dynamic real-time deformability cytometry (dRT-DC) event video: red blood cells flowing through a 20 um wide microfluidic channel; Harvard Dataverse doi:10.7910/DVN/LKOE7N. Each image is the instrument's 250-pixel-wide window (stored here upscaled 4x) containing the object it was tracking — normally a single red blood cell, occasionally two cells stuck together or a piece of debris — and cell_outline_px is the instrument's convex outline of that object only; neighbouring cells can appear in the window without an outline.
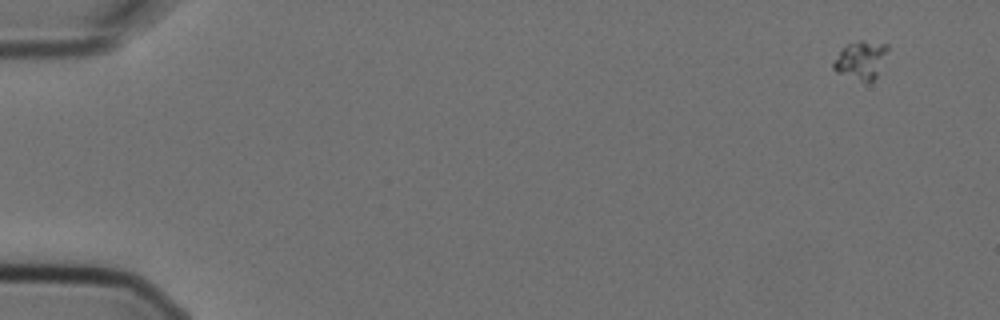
{"species": "Egyptian fruit bat (a non-hibernating species)", "species_latin": "Rousettus aegyptiacus", "temperature_condition": "cold", "stored_images_in_passage": 10, "camera_frame_rate_fps": 3000, "um_per_image_px": 0.085, "animal": {"sex": "female"}, "frame": {"image": 1, "passage_image": 1, "time_ms": 0.0, "image_size_px": [1000, 320], "cell_outline_px": [[888, 48], [876, 76], [872, 80], [860, 80], [836, 72], [832, 68], [832, 64], [840, 52], [848, 44], [856, 40], [860, 40], [888, 44]], "centroid_in_image_um": [73.16, 5.07], "position_along_channel_um": 11.8, "area_um2": 11.56}}
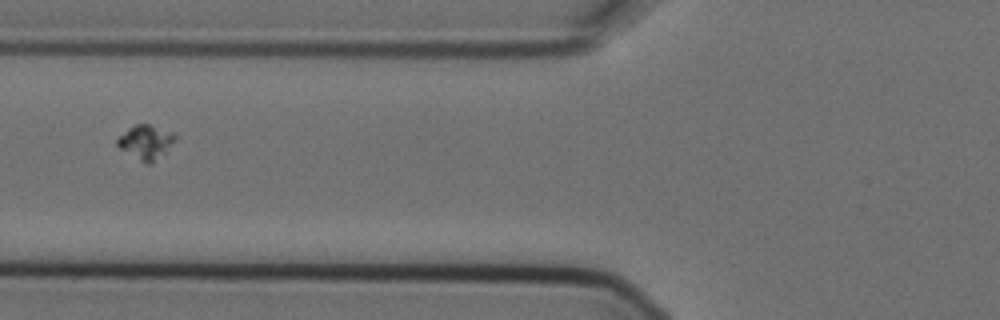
{"frame": {"image": 2, "passage_image": 6, "time_ms": 1.667, "image_size_px": [1000, 320], "cell_outline_px": [[176, 140], [152, 164], [144, 164], [120, 148], [116, 144], [116, 140], [128, 128], [136, 124], [148, 124], [172, 132], [176, 136]], "centroid_in_image_um": [12.39, 12.09], "position_along_channel_um": 113.4, "area_um2": 11.39}}
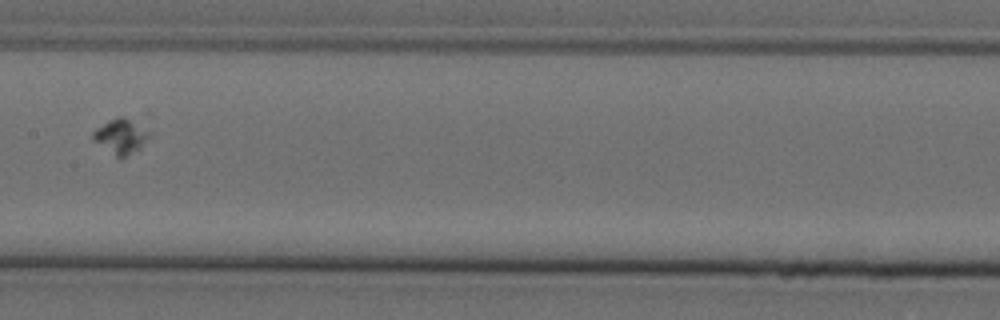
{"frame": {"image": 3, "passage_image": 8, "time_ms": 2.333, "image_size_px": [1000, 320], "cell_outline_px": [[152, 136], [140, 148], [124, 156], [116, 156], [96, 140], [92, 136], [92, 132], [96, 128], [108, 120], [116, 116], [120, 116], [152, 132]], "centroid_in_image_um": [10.31, 11.56], "position_along_channel_um": 197.1, "area_um2": 10.92}}